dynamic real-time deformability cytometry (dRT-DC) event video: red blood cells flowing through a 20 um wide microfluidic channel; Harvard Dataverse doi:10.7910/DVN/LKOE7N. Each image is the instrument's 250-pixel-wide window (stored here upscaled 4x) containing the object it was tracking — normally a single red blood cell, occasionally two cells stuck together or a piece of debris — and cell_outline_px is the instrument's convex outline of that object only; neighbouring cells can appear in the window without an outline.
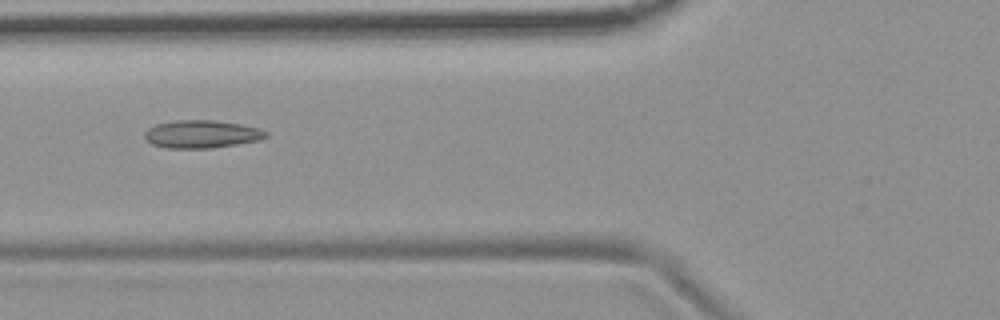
{"species": "common noctule bat (a hibernating species)", "species_latin": "Nyctalus noctula", "temperature_condition": "room temperature", "stored_images_in_passage": 40, "camera_frame_rate_fps": 3000, "um_per_image_px": 0.085, "animal": {"sex": "female", "body_mass_g": 19.9}, "frame": {"image": 1, "passage_image": 7, "time_ms": 2.0, "image_size_px": [1000, 320], "cell_outline_px": [[268, 136], [260, 140], [212, 148], [168, 148], [152, 144], [144, 136], [144, 132], [148, 128], [156, 124], [176, 120], [212, 120], [240, 124], [260, 128], [268, 132]], "centroid_in_image_um": [17.16, 11.4], "position_along_channel_um": 108.6, "area_um2": 19.65}}
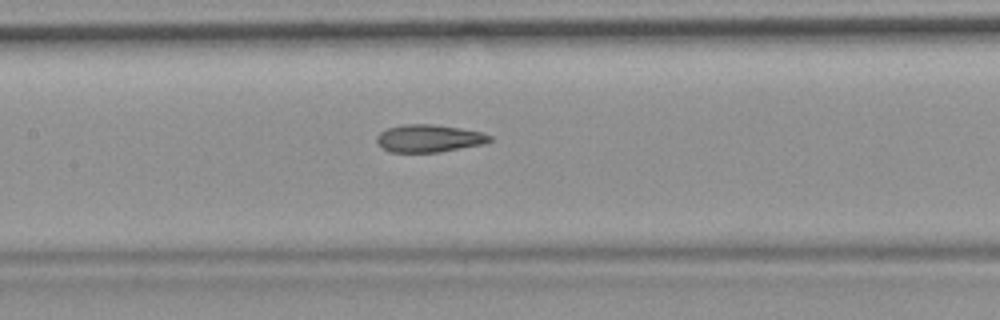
{"frame": {"image": 2, "passage_image": 12, "time_ms": 3.667, "image_size_px": [1000, 320], "cell_outline_px": [[492, 140], [484, 144], [440, 152], [392, 152], [384, 148], [376, 140], [376, 136], [380, 132], [388, 128], [404, 124], [432, 124], [460, 128], [484, 132], [492, 136]], "centroid_in_image_um": [36.51, 11.76], "position_along_channel_um": 170.9, "area_um2": 18.15}, "authors_computed_cell_mechanics": {"area_um2": 18.3226, "velocity_mm_per_s": 3.7238, "shape_relaxation_time_tau1_ms": 8.8192, "shape_relaxation_time_tau2_ms": 2.6958, "deformation_change_tau1": 0.1881, "deformation_change_tau2": 0.1141}}